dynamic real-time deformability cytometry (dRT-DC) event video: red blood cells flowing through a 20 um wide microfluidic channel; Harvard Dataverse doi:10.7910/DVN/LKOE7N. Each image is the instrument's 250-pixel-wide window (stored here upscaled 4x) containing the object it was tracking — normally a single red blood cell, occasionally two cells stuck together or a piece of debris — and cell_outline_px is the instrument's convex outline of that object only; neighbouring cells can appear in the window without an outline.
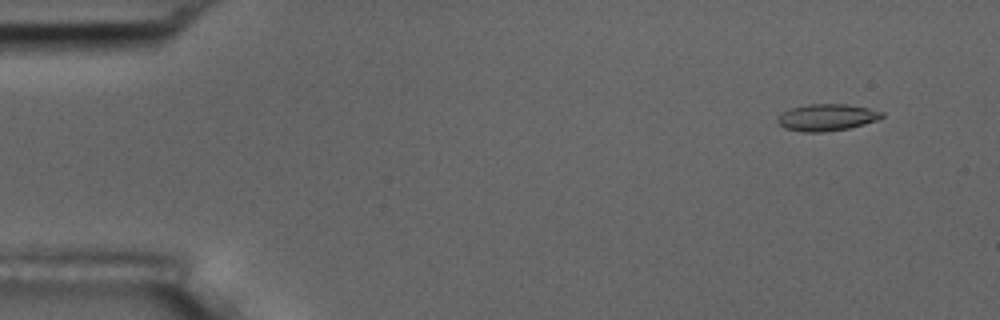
{"species": "common noctule bat (a hibernating species)", "species_latin": "Nyctalus noctula", "temperature_condition": "room temperature", "stored_images_in_passage": 5, "camera_frame_rate_fps": 3000, "um_per_image_px": 0.085, "animal": {"sex": "male", "body_mass_g": 17.5, "forearm_length_mm": 52.3}, "frame": {"image": 1, "passage_image": 2, "time_ms": 1.333, "image_size_px": [1000, 320], "cell_outline_px": [[884, 116], [876, 120], [864, 124], [848, 128], [824, 132], [800, 132], [784, 128], [776, 120], [784, 112], [792, 108], [808, 104], [848, 104], [868, 108], [884, 112]], "centroid_in_image_um": [70.29, 9.98], "position_along_channel_um": 14.7, "area_um2": 16.18}}
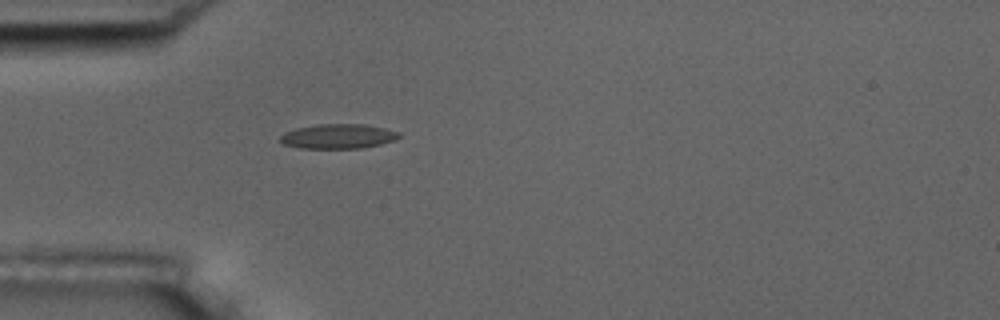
{"frame": {"image": 2, "passage_image": 5, "time_ms": 5.333, "image_size_px": [1000, 320], "cell_outline_px": [[400, 136], [396, 140], [380, 144], [360, 148], [300, 148], [284, 144], [280, 140], [280, 136], [284, 132], [296, 128], [316, 124], [364, 124], [384, 128], [400, 132]], "centroid_in_image_um": [28.74, 11.58], "position_along_channel_um": 56.3, "area_um2": 17.05}}